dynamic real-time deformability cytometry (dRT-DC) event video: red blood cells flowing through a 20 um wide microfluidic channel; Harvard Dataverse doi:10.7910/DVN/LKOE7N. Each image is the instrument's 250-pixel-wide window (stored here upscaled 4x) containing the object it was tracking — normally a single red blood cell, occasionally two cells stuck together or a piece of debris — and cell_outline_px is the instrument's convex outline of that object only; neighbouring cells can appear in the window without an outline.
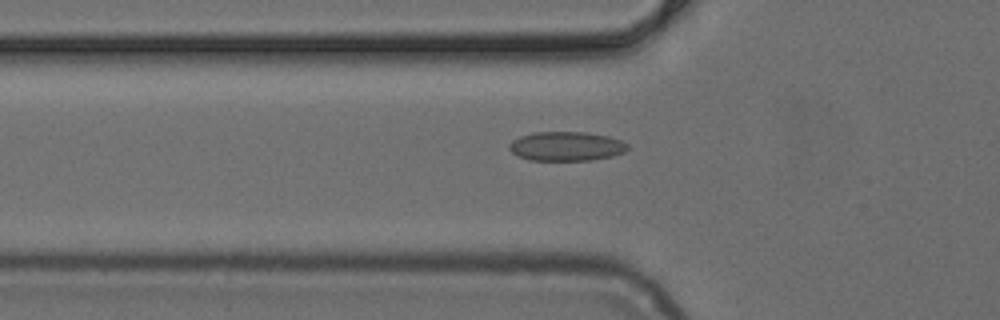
{"species": "common noctule bat (a hibernating species)", "species_latin": "Nyctalus noctula", "temperature_condition": "cold", "stored_images_in_passage": 50, "camera_frame_rate_fps": 3000, "um_per_image_px": 0.085, "animal": {"sex": "female", "body_mass_g": 24.6, "forearm_length_mm": 56.2}, "frame": {"image": 1, "passage_image": 17, "time_ms": 5.333, "image_size_px": [1000, 320], "cell_outline_px": [[628, 148], [624, 152], [612, 156], [592, 160], [528, 160], [512, 152], [508, 148], [508, 144], [512, 140], [520, 136], [536, 132], [588, 132], [608, 136], [620, 140], [628, 144]], "centroid_in_image_um": [48.13, 12.43], "position_along_channel_um": 77.7, "area_um2": 20.17}}
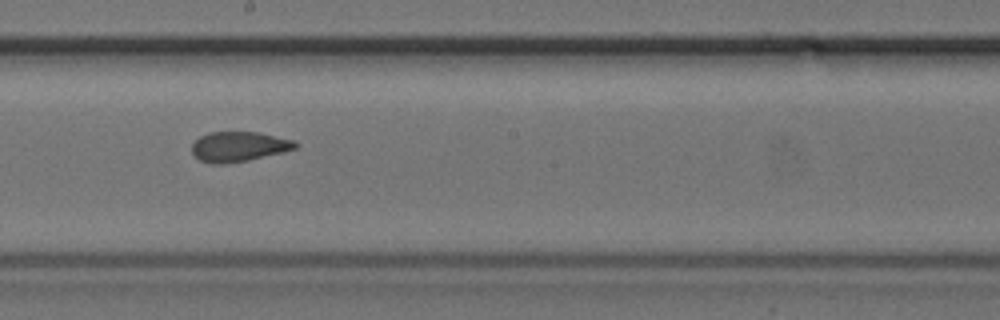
{"frame": {"image": 2, "passage_image": 28, "time_ms": 9.0, "image_size_px": [1000, 320], "cell_outline_px": [[300, 144], [296, 148], [284, 152], [248, 160], [220, 164], [212, 164], [200, 160], [192, 152], [192, 144], [200, 136], [208, 132], [260, 132], [296, 140]], "centroid_in_image_um": [20.34, 12.45], "position_along_channel_um": 227.9, "area_um2": 18.21}}
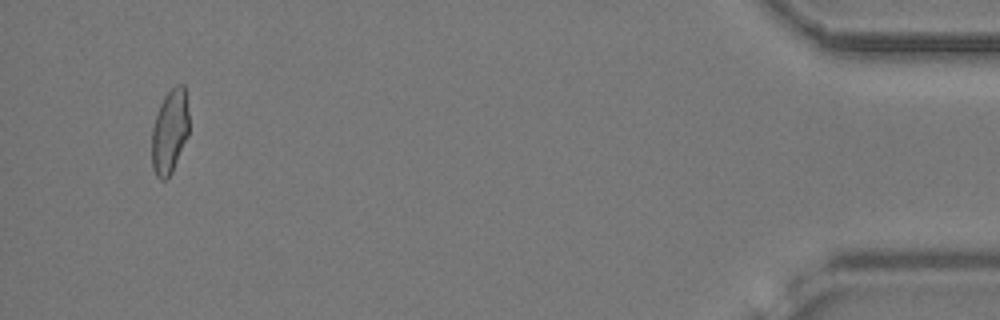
{"frame": {"image": 3, "passage_image": 48, "time_ms": 15.667, "image_size_px": [1000, 320], "cell_outline_px": [[188, 136], [172, 172], [164, 180], [160, 180], [156, 176], [152, 168], [152, 128], [160, 104], [164, 96], [176, 84], [184, 84], [188, 112]], "centroid_in_image_um": [14.42, 11.19], "position_along_channel_um": 420.8, "area_um2": 18.21}}